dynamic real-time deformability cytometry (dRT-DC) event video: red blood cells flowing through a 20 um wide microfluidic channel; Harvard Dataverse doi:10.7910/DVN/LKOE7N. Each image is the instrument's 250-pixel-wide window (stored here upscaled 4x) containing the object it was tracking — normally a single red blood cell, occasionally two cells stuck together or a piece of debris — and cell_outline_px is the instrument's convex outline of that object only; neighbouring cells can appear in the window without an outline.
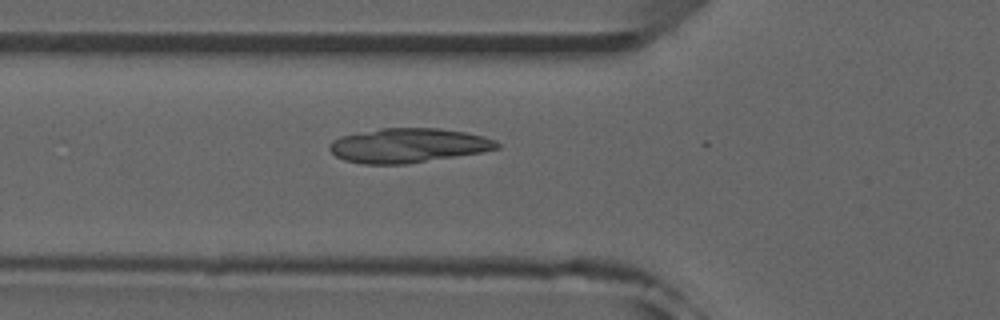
{"species": "common noctule bat (a hibernating species)", "species_latin": "Nyctalus noctula", "temperature_condition": "room temperature", "stored_images_in_passage": 42, "camera_frame_rate_fps": 3000, "um_per_image_px": 0.085, "animal": {"sex": "male", "forearm_length_mm": 52.5}, "frame": {"image": 1, "passage_image": 18, "time_ms": 5.667, "image_size_px": [1000, 320], "cell_outline_px": [[500, 148], [480, 152], [404, 164], [364, 164], [344, 160], [336, 156], [328, 148], [328, 144], [332, 140], [340, 136], [380, 128], [440, 128], [464, 132], [484, 136], [496, 140], [500, 144]], "centroid_in_image_um": [34.67, 12.35], "position_along_channel_um": 91.1, "area_um2": 33.47}}